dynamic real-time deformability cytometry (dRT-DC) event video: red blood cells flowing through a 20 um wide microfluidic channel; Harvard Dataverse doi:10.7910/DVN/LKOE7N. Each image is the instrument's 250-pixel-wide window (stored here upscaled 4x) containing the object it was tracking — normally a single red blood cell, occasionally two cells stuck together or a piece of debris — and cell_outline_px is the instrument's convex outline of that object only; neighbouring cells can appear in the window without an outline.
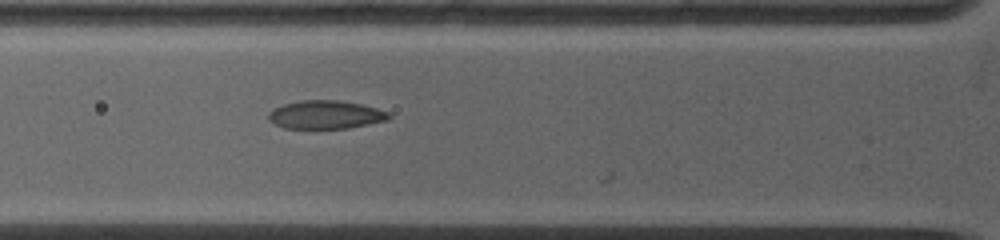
{"species": "common noctule bat (a hibernating species)", "species_latin": "Nyctalus noctula", "temperature_condition": "warm", "stored_images_in_passage": 3, "camera_frame_rate_fps": 5000, "um_per_image_px": 0.085, "animal": {"sex": "female", "body_mass_g": 19.0, "forearm_length_mm": 53.3}, "frame": {"image": 1, "passage_image": 2, "time_ms": 0.2, "image_size_px": [1000, 240], "cell_outline_px": [[392, 116], [388, 120], [348, 128], [284, 128], [268, 120], [268, 112], [272, 108], [284, 104], [300, 100], [340, 100], [360, 104], [376, 108], [388, 112]], "centroid_in_image_um": [27.66, 9.74], "position_along_channel_um": 98.1, "area_um2": 19.88}}